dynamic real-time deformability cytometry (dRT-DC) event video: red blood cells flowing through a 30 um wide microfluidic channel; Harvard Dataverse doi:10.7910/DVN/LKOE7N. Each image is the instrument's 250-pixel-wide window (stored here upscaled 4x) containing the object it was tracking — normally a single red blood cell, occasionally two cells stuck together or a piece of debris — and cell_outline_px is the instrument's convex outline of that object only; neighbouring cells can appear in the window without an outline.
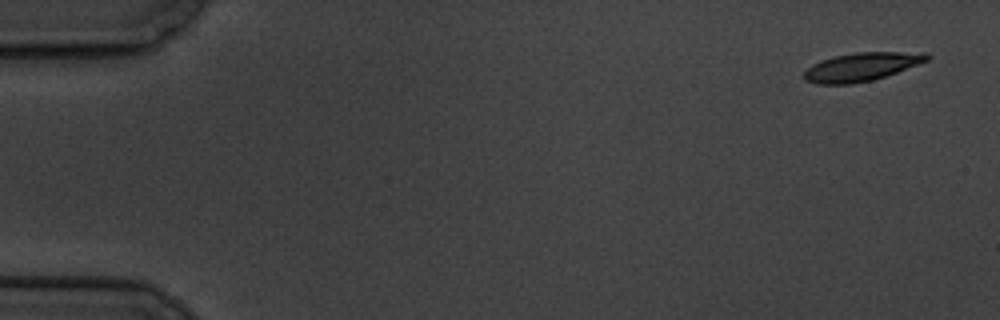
{"species": "common noctule bat (a hibernating species)", "species_latin": "Nyctalus noctula", "temperature_condition": "cold", "stored_images_in_passage": 6, "camera_frame_rate_fps": 3000, "um_per_image_px": 0.085, "animal": {"sex": "male", "body_mass_g": 19.5, "forearm_length_mm": 54.6}, "frame": {"image": 1, "passage_image": 1, "time_ms": 0.0, "image_size_px": [1000, 320], "cell_outline_px": [[932, 56], [928, 60], [896, 72], [872, 80], [852, 84], [816, 84], [804, 80], [804, 72], [812, 64], [820, 60], [832, 56], [856, 52], [928, 52]], "centroid_in_image_um": [73.21, 5.67], "position_along_channel_um": 11.8, "area_um2": 20.4}}
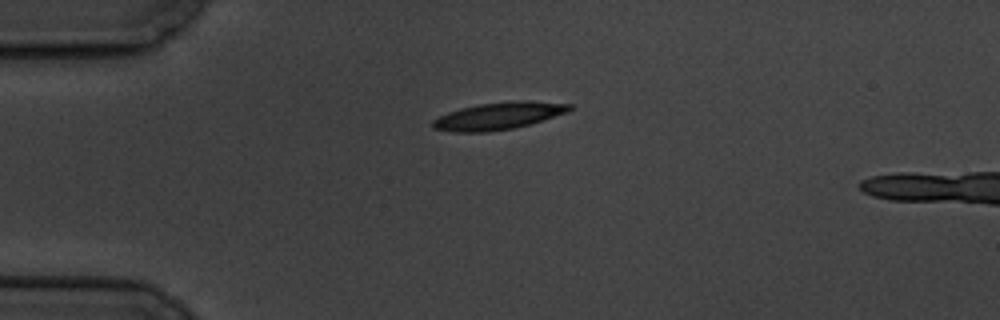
{"frame": {"image": 2, "passage_image": 4, "time_ms": 4.0, "image_size_px": [1000, 320], "cell_outline_px": [[572, 108], [568, 112], [544, 120], [512, 128], [488, 132], [456, 132], [432, 128], [432, 120], [448, 112], [460, 108], [480, 104], [512, 100], [528, 100], [572, 104]], "centroid_in_image_um": [42.39, 9.84], "position_along_channel_um": 42.6, "area_um2": 21.73}}
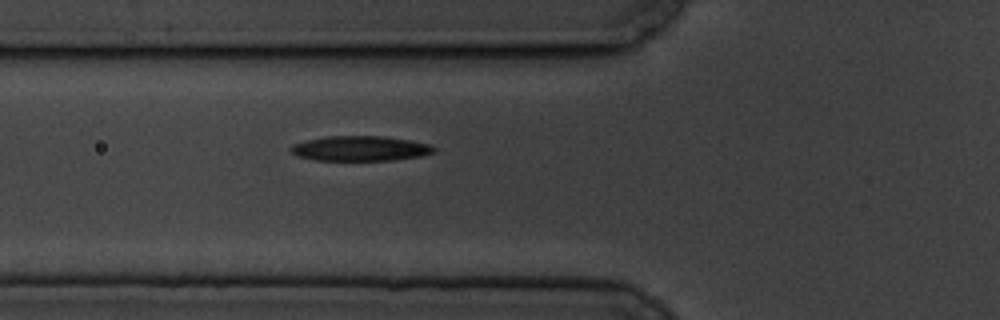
{"frame": {"image": 3, "passage_image": 6, "time_ms": 6.333, "image_size_px": [1000, 320], "cell_outline_px": [[436, 152], [420, 156], [392, 160], [316, 160], [300, 156], [292, 152], [288, 148], [292, 144], [308, 140], [328, 136], [384, 136], [432, 144], [436, 148]], "centroid_in_image_um": [30.66, 12.61], "position_along_channel_um": 95.1, "area_um2": 20.75}}